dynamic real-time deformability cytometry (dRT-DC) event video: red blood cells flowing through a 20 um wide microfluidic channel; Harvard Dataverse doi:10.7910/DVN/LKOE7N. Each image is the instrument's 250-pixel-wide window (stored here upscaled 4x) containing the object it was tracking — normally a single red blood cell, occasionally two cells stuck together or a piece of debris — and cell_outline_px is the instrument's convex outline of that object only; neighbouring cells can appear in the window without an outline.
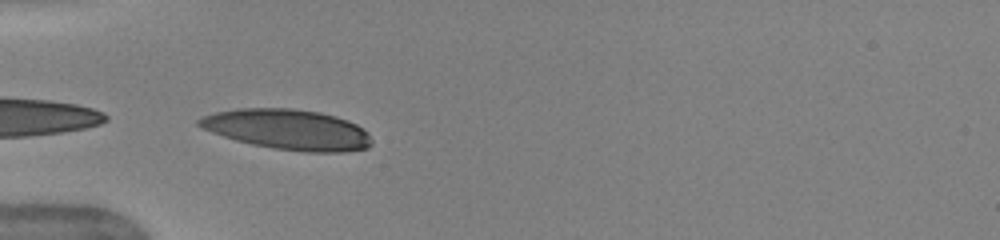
{"species": "human", "species_latin": "Homo sapiens", "temperature_condition": "warm", "stored_images_in_passage": 20, "camera_frame_rate_fps": 3000, "um_per_image_px": 0.085, "donor": {"sex": "female"}, "frame": {"image": 1, "passage_image": 1, "time_ms": 0.0, "image_size_px": [1000, 240], "cell_outline_px": [[372, 144], [368, 148], [344, 152], [304, 152], [272, 148], [252, 144], [236, 140], [200, 128], [196, 124], [196, 120], [204, 116], [216, 112], [236, 108], [292, 108], [320, 112], [336, 116], [348, 120], [356, 124], [368, 132], [372, 140]], "centroid_in_image_um": [24.48, 11.01], "position_along_channel_um": 60.5, "area_um2": 40.81}}